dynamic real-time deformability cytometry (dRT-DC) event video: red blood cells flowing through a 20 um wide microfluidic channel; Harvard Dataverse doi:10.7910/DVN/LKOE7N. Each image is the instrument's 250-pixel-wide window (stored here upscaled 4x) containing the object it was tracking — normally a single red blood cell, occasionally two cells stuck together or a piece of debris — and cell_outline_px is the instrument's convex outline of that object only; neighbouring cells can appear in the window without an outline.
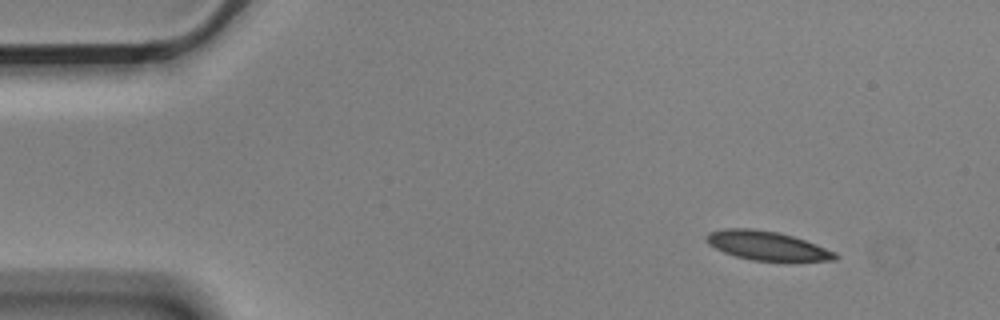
{"species": "Egyptian fruit bat (a non-hibernating species)", "species_latin": "Rousettus aegyptiacus", "temperature_condition": "cold", "stored_images_in_passage": 10, "camera_frame_rate_fps": 3000, "um_per_image_px": 0.085, "animal": {"sex": "male"}, "frame": {"image": 1, "passage_image": 1, "time_ms": 0.0, "image_size_px": [1000, 320], "cell_outline_px": [[840, 256], [836, 260], [788, 264], [752, 260], [736, 256], [724, 252], [708, 244], [704, 240], [704, 236], [708, 232], [724, 228], [752, 228], [776, 232], [792, 236], [816, 244], [836, 252]], "centroid_in_image_um": [65.26, 20.93], "position_along_channel_um": 19.7, "area_um2": 22.77}}
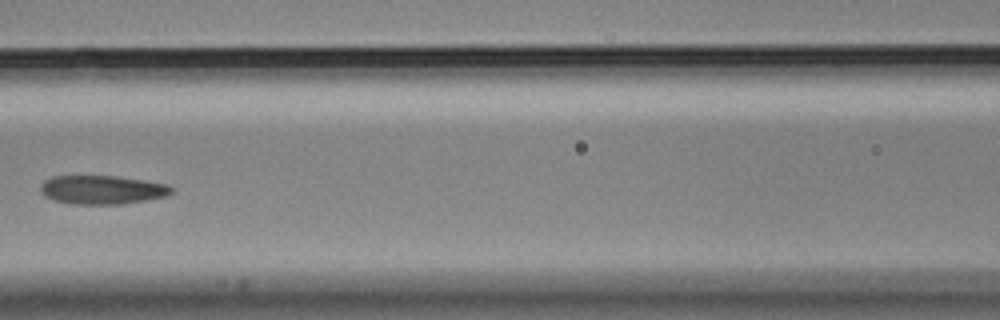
{"frame": {"image": 2, "passage_image": 6, "time_ms": 1.667, "image_size_px": [1000, 320], "cell_outline_px": [[176, 188], [168, 196], [124, 204], [72, 204], [52, 200], [44, 196], [40, 192], [40, 188], [44, 180], [52, 176], [116, 176], [168, 184]], "centroid_in_image_um": [8.69, 16.13], "position_along_channel_um": 157.9, "area_um2": 22.2}}
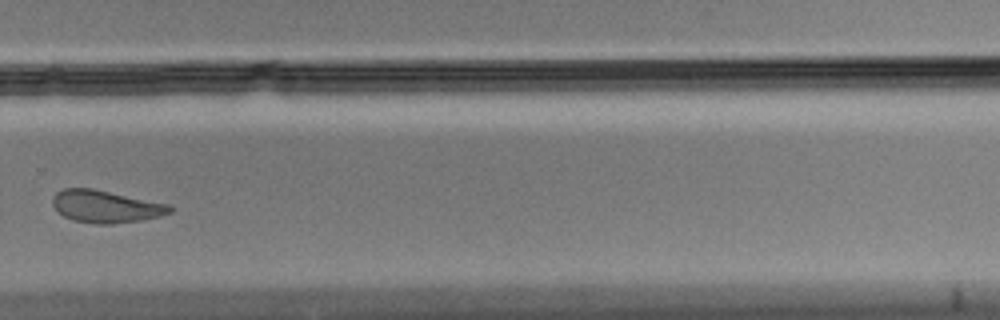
{"frame": {"image": 3, "passage_image": 10, "time_ms": 3.0, "image_size_px": [1000, 320], "cell_outline_px": [[172, 212], [160, 216], [140, 220], [112, 224], [96, 224], [72, 220], [64, 216], [52, 204], [52, 200], [56, 192], [64, 188], [92, 188], [172, 204]], "centroid_in_image_um": [9.02, 17.54], "position_along_channel_um": 320.8, "area_um2": 22.2}}